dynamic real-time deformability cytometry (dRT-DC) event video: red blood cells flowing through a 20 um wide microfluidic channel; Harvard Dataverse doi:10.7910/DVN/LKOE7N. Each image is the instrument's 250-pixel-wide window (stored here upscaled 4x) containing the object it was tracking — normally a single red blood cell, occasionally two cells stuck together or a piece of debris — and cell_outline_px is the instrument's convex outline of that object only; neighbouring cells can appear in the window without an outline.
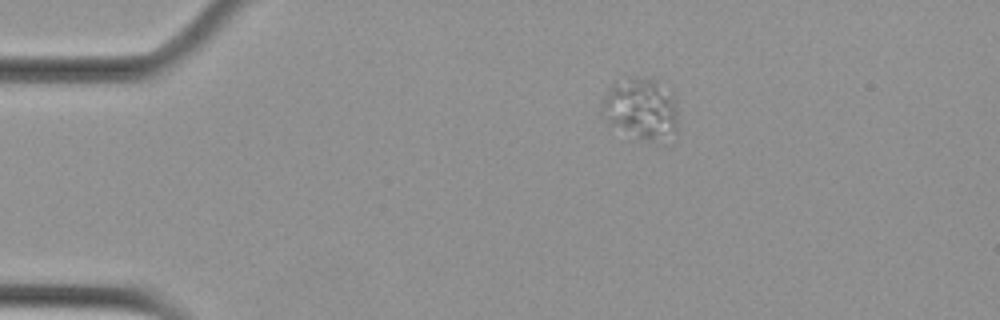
{"species": "Egyptian fruit bat (a non-hibernating species)", "species_latin": "Rousettus aegyptiacus", "temperature_condition": "cold", "stored_images_in_passage": 48, "camera_frame_rate_fps": 3000, "um_per_image_px": 0.085, "animal": {"sex": "female"}, "frame": {"image": 1, "passage_image": 1, "time_ms": 0.0, "image_size_px": [1000, 320], "cell_outline_px": [[676, 132], [664, 144], [656, 144], [608, 124], [600, 104], [612, 80], [628, 76], [632, 76], [656, 80], [672, 96], [676, 104]], "centroid_in_image_um": [54.46, 9.24], "position_along_channel_um": 30.5, "area_um2": 27.57}}
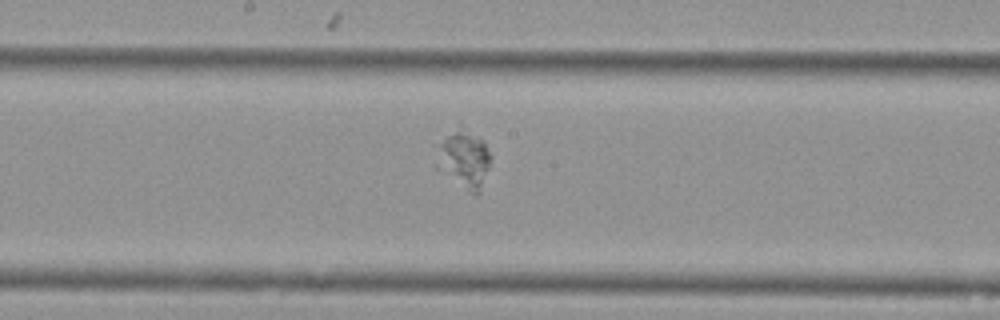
{"frame": {"image": 2, "passage_image": 21, "time_ms": 6.667, "image_size_px": [1000, 320], "cell_outline_px": [[492, 156], [480, 192], [476, 196], [436, 168], [432, 164], [432, 144], [460, 120], [484, 140]], "centroid_in_image_um": [39.31, 13.35], "position_along_channel_um": 208.9, "area_um2": 20.29}}
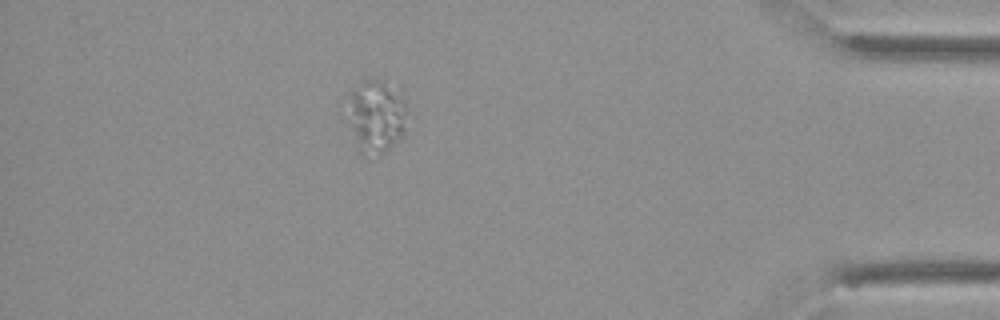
{"frame": {"image": 3, "passage_image": 41, "time_ms": 13.333, "image_size_px": [1000, 320], "cell_outline_px": [[404, 136], [400, 140], [384, 152], [364, 156], [356, 148], [344, 120], [352, 88], [368, 76], [384, 80], [400, 88], [404, 100]], "centroid_in_image_um": [31.9, 9.84], "position_along_channel_um": 403.3, "area_um2": 26.59}}